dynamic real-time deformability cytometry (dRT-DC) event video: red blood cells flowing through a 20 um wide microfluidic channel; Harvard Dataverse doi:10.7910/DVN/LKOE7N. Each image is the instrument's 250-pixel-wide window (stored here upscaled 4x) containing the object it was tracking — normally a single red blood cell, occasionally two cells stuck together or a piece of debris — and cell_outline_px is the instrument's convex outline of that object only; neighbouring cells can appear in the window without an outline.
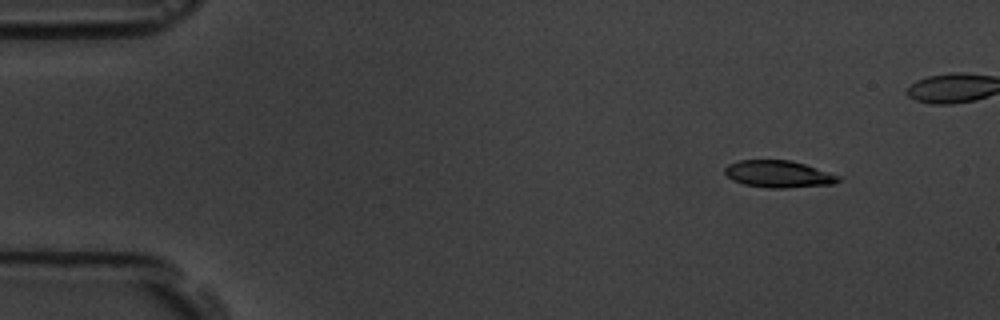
{"species": "common noctule bat (a hibernating species)", "species_latin": "Nyctalus noctula", "temperature_condition": "room temperature", "stored_images_in_passage": 5, "camera_frame_rate_fps": 3000, "um_per_image_px": 0.085, "animal": {"sex": "male", "body_mass_g": 19.5, "forearm_length_mm": 54.6}, "frame": {"image": 1, "passage_image": 1, "time_ms": 0.0, "image_size_px": [1000, 320], "cell_outline_px": [[844, 180], [832, 184], [788, 188], [768, 188], [744, 184], [732, 180], [724, 172], [724, 168], [728, 164], [740, 160], [792, 160], [844, 176]], "centroid_in_image_um": [66.25, 14.79], "position_along_channel_um": 18.8, "area_um2": 18.21}}